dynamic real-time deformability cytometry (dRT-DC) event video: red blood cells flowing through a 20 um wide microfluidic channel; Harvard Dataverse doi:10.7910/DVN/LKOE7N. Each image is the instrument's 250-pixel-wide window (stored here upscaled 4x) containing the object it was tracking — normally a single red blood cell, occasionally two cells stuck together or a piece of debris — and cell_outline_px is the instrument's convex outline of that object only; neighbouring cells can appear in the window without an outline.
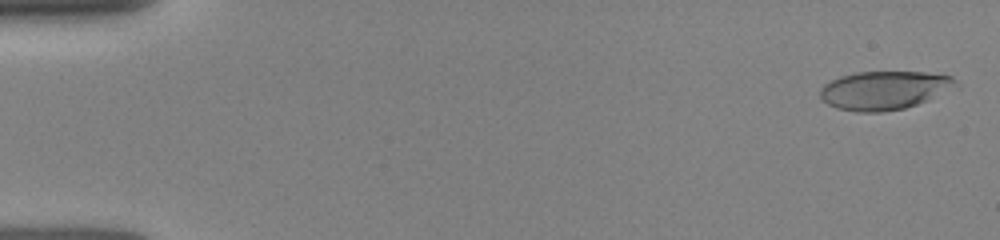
{"species": "human", "species_latin": "Homo sapiens", "temperature_condition": "room temperature", "stored_images_in_passage": 25, "camera_frame_rate_fps": 3000, "um_per_image_px": 0.085, "donor": {"sex": "female"}, "frame": {"image": 1, "passage_image": 1, "time_ms": 0.0, "image_size_px": [1000, 240], "cell_outline_px": [[960, 88], [928, 100], [904, 108], [884, 112], [856, 112], [836, 108], [820, 100], [820, 88], [824, 84], [840, 76], [856, 72], [924, 72], [952, 76], [960, 84]], "centroid_in_image_um": [75.21, 7.68], "position_along_channel_um": 9.8, "area_um2": 30.98}}
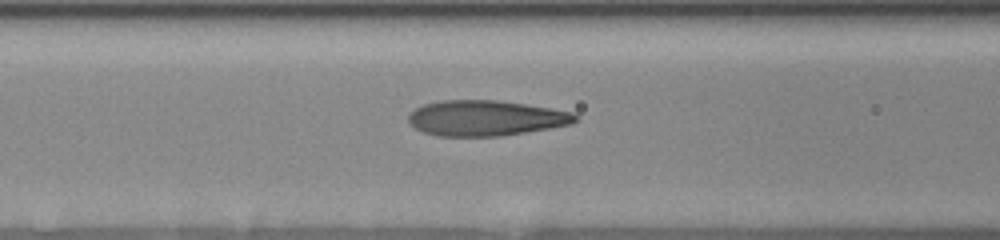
{"frame": {"image": 2, "passage_image": 16, "time_ms": 6.333, "image_size_px": [1000, 240], "cell_outline_px": [[580, 120], [572, 124], [500, 136], [436, 136], [424, 132], [416, 128], [408, 120], [408, 116], [416, 108], [424, 104], [444, 100], [496, 100], [524, 104], [576, 112]], "centroid_in_image_um": [41.33, 10.03], "position_along_channel_um": 125.3, "area_um2": 34.39}}
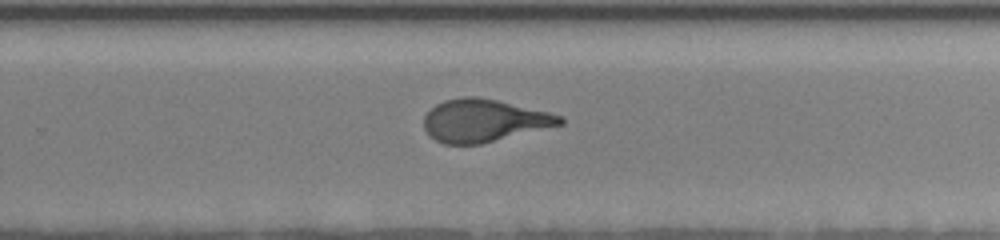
{"frame": {"image": 3, "passage_image": 25, "time_ms": 10.333, "image_size_px": [1000, 240], "cell_outline_px": [[564, 124], [480, 144], [444, 144], [428, 136], [424, 128], [424, 116], [436, 104], [444, 100], [464, 96], [476, 96], [496, 100], [548, 112], [564, 116]], "centroid_in_image_um": [41.12, 10.25], "position_along_channel_um": 288.7, "area_um2": 33.7}}